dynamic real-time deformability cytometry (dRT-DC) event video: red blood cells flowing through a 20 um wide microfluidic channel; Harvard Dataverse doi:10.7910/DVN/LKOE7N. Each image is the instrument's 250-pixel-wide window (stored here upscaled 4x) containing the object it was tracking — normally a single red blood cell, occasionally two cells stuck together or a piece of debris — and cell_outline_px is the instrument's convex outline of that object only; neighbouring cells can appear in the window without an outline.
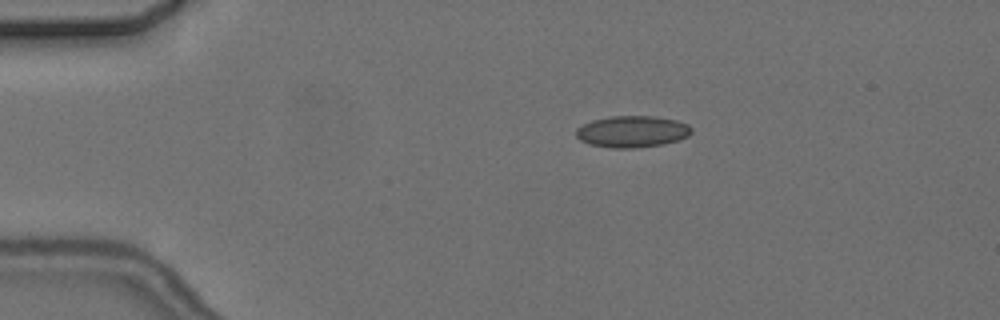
{"species": "common noctule bat (a hibernating species)", "species_latin": "Nyctalus noctula", "temperature_condition": "cold", "stored_images_in_passage": 3, "camera_frame_rate_fps": 3000, "um_per_image_px": 0.085, "animal": {"sex": "female", "body_mass_g": 24.6, "forearm_length_mm": 56.2}, "frame": {"image": 1, "passage_image": 1, "time_ms": 0.0, "image_size_px": [1000, 320], "cell_outline_px": [[692, 132], [688, 136], [680, 140], [664, 144], [632, 148], [612, 148], [592, 144], [580, 140], [576, 136], [576, 128], [592, 120], [612, 116], [656, 116], [676, 120], [688, 124], [692, 128]], "centroid_in_image_um": [53.77, 11.18], "position_along_channel_um": 31.2, "area_um2": 21.27}}